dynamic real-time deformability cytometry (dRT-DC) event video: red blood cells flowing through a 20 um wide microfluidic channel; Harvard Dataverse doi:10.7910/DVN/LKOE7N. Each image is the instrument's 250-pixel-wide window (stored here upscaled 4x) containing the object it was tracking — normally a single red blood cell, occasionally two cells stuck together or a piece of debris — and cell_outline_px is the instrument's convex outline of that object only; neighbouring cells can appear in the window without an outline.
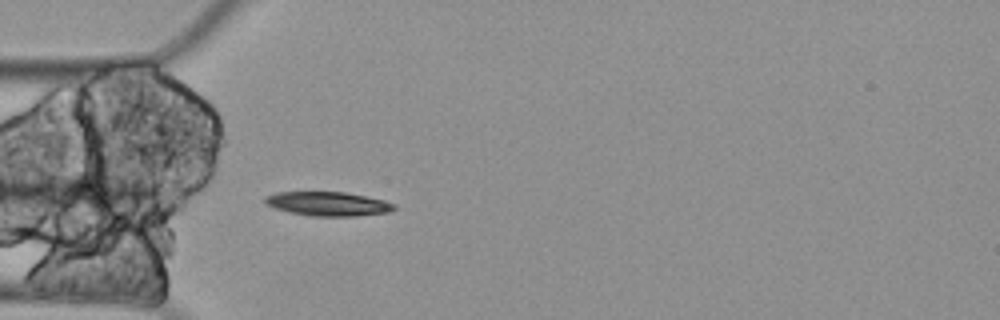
{"species": "Egyptian fruit bat (a non-hibernating species)", "species_latin": "Rousettus aegyptiacus", "temperature_condition": "cold", "stored_images_in_passage": 4, "camera_frame_rate_fps": 3000, "um_per_image_px": 0.085, "animal": {"sex": "female"}, "frame": {"image": 1, "passage_image": 1, "time_ms": 0.0, "image_size_px": [1000, 320], "cell_outline_px": [[396, 208], [388, 212], [356, 216], [312, 216], [288, 212], [264, 204], [264, 196], [276, 192], [344, 192], [384, 200], [396, 204]], "centroid_in_image_um": [27.85, 17.32], "position_along_channel_um": 57.1, "area_um2": 18.15}}
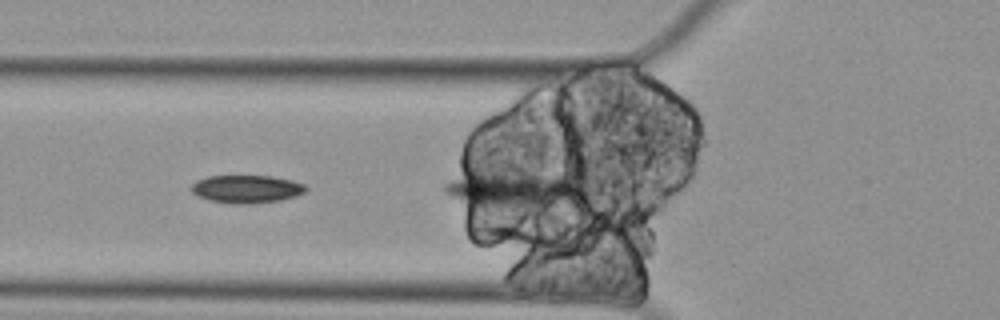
{"frame": {"image": 2, "passage_image": 3, "time_ms": 0.667, "image_size_px": [1000, 320], "cell_outline_px": [[308, 188], [304, 192], [296, 196], [280, 200], [248, 204], [236, 204], [208, 200], [196, 196], [192, 192], [192, 184], [196, 180], [208, 176], [272, 176], [292, 180], [304, 184]], "centroid_in_image_um": [20.95, 16.06], "position_along_channel_um": 104.9, "area_um2": 18.67}}